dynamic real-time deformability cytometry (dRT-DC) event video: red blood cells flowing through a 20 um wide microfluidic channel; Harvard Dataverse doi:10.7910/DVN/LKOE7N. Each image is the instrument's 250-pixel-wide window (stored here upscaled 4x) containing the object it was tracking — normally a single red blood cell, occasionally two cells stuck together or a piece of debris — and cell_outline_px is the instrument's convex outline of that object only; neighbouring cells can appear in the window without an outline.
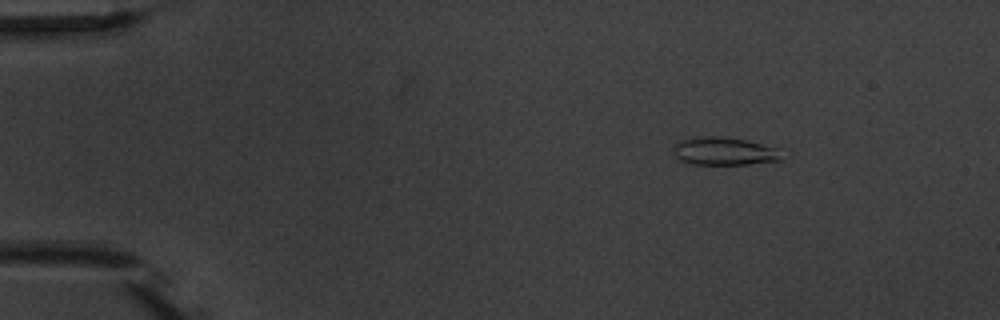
{"species": "common noctule bat (a hibernating species)", "species_latin": "Nyctalus noctula", "temperature_condition": "warm", "stored_images_in_passage": 9, "camera_frame_rate_fps": 3000, "um_per_image_px": 0.085, "animal": {"sex": "male", "body_mass_g": 20.1, "forearm_length_mm": 53.5}, "frame": {"image": 1, "passage_image": 2, "time_ms": 1.333, "image_size_px": [1000, 320], "cell_outline_px": [[780, 160], [748, 164], [692, 164], [680, 160], [676, 156], [676, 144], [680, 140], [700, 136], [716, 136], [744, 140], [776, 148]], "centroid_in_image_um": [61.5, 12.86], "position_along_channel_um": 23.5, "area_um2": 16.99}}
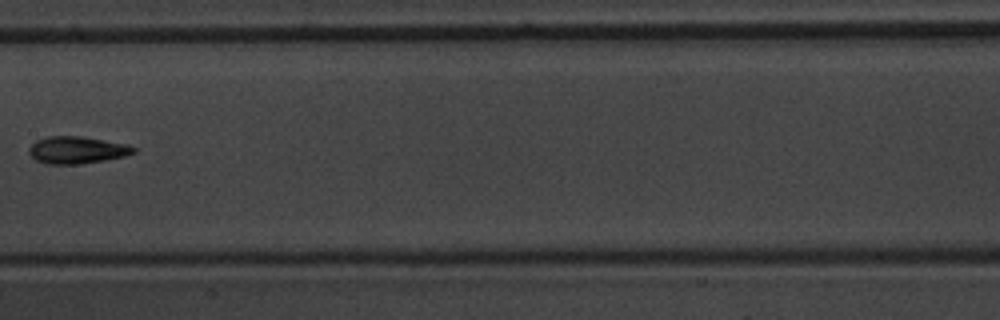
{"frame": {"image": 2, "passage_image": 8, "time_ms": 8.333, "image_size_px": [1000, 320], "cell_outline_px": [[136, 152], [124, 156], [104, 160], [80, 164], [48, 164], [36, 160], [28, 152], [28, 148], [36, 140], [48, 136], [84, 136], [128, 144], [136, 148]], "centroid_in_image_um": [6.55, 12.74], "position_along_channel_um": 200.9, "area_um2": 16.65}}
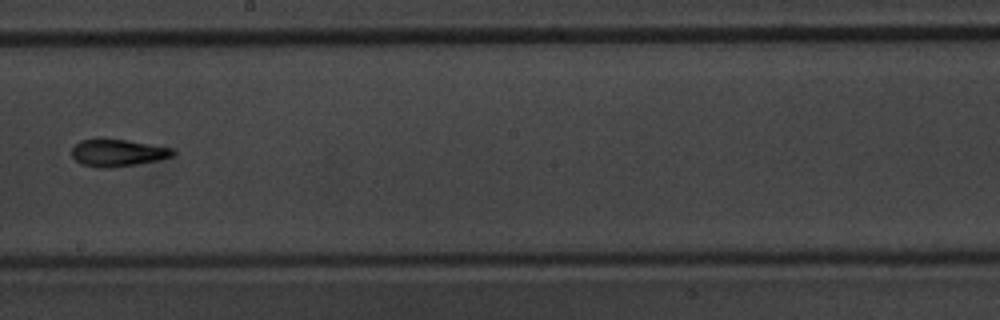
{"frame": {"image": 3, "passage_image": 9, "time_ms": 9.333, "image_size_px": [1000, 320], "cell_outline_px": [[176, 156], [136, 164], [108, 168], [100, 168], [80, 164], [72, 156], [72, 148], [80, 140], [96, 136], [128, 140], [172, 148], [176, 152]], "centroid_in_image_um": [9.97, 12.95], "position_along_channel_um": 238.2, "area_um2": 16.47}}